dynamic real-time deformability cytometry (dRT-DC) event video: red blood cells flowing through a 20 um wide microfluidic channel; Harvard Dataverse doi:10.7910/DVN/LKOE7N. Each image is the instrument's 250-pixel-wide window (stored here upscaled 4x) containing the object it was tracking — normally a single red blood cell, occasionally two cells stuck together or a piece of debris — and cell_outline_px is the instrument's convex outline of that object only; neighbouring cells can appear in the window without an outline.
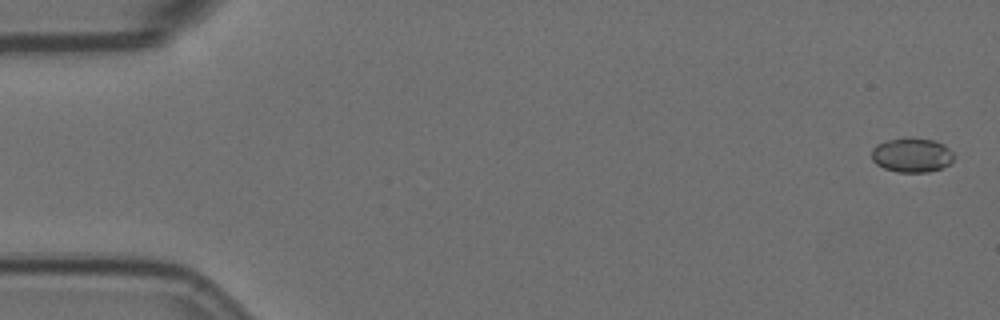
{"species": "Egyptian fruit bat (a non-hibernating species)", "species_latin": "Rousettus aegyptiacus", "temperature_condition": "room temperature", "stored_images_in_passage": 59, "camera_frame_rate_fps": 3000, "um_per_image_px": 0.085, "animal": {"sex": "female"}, "frame": {"image": 1, "passage_image": 2, "time_ms": 0.333, "image_size_px": [1000, 320], "cell_outline_px": [[952, 160], [948, 164], [940, 168], [928, 172], [896, 172], [884, 168], [876, 164], [872, 160], [872, 148], [876, 144], [888, 140], [932, 140], [944, 144], [952, 152]], "centroid_in_image_um": [77.47, 13.22], "position_along_channel_um": 7.5, "area_um2": 15.9}}
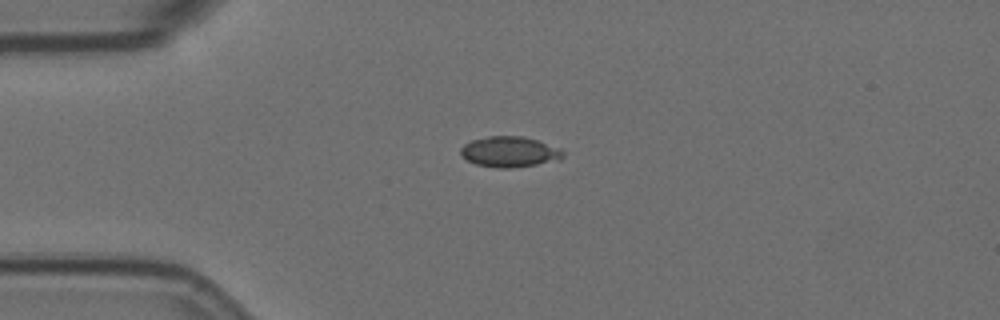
{"frame": {"image": 2, "passage_image": 15, "time_ms": 4.667, "image_size_px": [1000, 320], "cell_outline_px": [[564, 156], [560, 160], [536, 164], [508, 168], [500, 168], [476, 164], [460, 156], [460, 148], [464, 144], [472, 140], [488, 136], [524, 136], [560, 148], [564, 152]], "centroid_in_image_um": [43.3, 12.9], "position_along_channel_um": 41.7, "area_um2": 18.21}}